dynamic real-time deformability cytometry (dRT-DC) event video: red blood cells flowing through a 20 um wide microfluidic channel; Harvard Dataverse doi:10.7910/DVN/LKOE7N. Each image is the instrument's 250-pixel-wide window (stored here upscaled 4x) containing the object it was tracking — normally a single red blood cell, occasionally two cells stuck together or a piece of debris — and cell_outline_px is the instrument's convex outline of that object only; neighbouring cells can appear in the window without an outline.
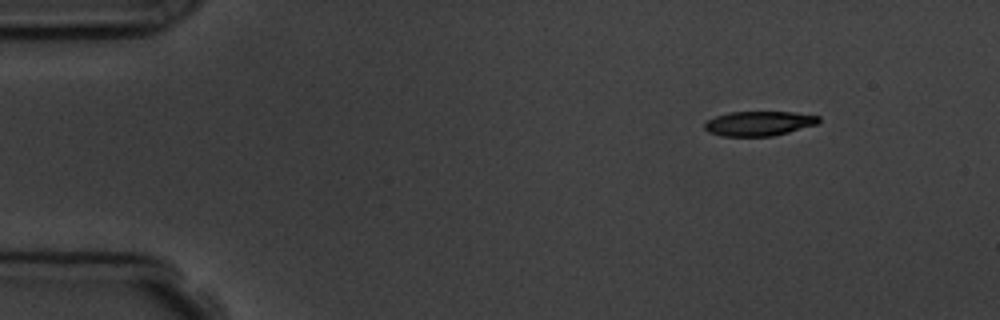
{"species": "common noctule bat (a hibernating species)", "species_latin": "Nyctalus noctula", "temperature_condition": "room temperature", "stored_images_in_passage": 4, "camera_frame_rate_fps": 3000, "um_per_image_px": 0.085, "animal": {"sex": "male", "body_mass_g": 19.5, "forearm_length_mm": 54.6}, "frame": {"image": 1, "passage_image": 1, "time_ms": 0.0, "image_size_px": [1000, 320], "cell_outline_px": [[820, 120], [816, 124], [788, 132], [772, 136], [720, 136], [708, 132], [704, 128], [704, 120], [728, 112], [796, 112], [820, 116]], "centroid_in_image_um": [64.46, 10.49], "position_along_channel_um": 20.5, "area_um2": 16.47}}
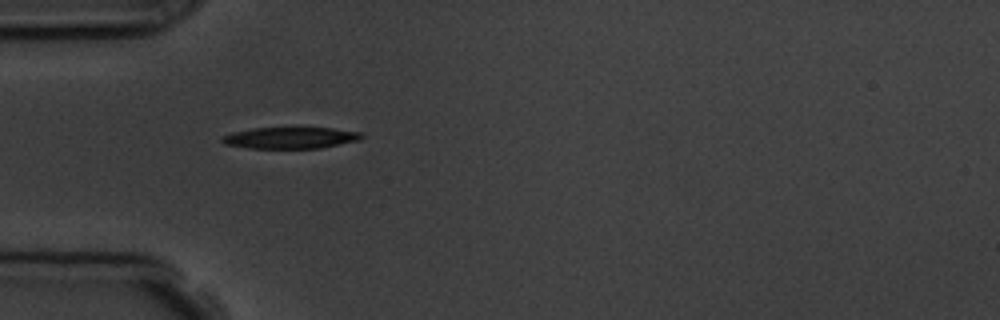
{"frame": {"image": 2, "passage_image": 4, "time_ms": 3.333, "image_size_px": [1000, 320], "cell_outline_px": [[364, 136], [360, 140], [320, 148], [248, 148], [224, 144], [220, 140], [220, 136], [232, 132], [252, 128], [332, 128], [360, 132]], "centroid_in_image_um": [24.64, 11.71], "position_along_channel_um": 60.4, "area_um2": 17.46}}